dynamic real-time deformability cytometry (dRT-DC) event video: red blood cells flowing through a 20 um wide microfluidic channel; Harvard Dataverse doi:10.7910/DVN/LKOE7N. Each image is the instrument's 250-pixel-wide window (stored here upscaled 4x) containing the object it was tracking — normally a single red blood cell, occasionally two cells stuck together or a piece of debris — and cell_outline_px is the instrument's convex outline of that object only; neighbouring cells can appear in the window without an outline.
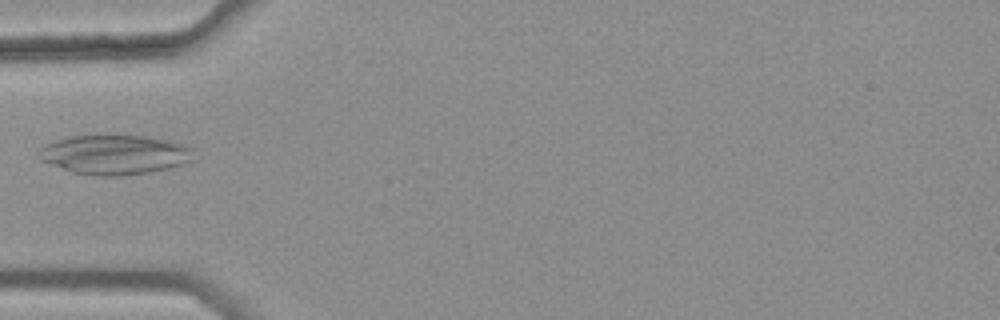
{"species": "common noctule bat (a hibernating species)", "species_latin": "Nyctalus noctula", "temperature_condition": "warm", "stored_images_in_passage": 4, "camera_frame_rate_fps": 3000, "um_per_image_px": 0.085, "animal": {"sex": "female", "body_mass_g": 25.1}, "frame": {"image": 1, "passage_image": 4, "time_ms": 1.0, "image_size_px": [1000, 320], "cell_outline_px": [[192, 160], [184, 164], [168, 168], [148, 172], [124, 176], [92, 176], [72, 172], [40, 160], [36, 156], [40, 148], [44, 144], [68, 136], [96, 132], [112, 132], [144, 136], [184, 144], [192, 148]], "centroid_in_image_um": [9.67, 13.1], "position_along_channel_um": 75.3, "area_um2": 36.93}}